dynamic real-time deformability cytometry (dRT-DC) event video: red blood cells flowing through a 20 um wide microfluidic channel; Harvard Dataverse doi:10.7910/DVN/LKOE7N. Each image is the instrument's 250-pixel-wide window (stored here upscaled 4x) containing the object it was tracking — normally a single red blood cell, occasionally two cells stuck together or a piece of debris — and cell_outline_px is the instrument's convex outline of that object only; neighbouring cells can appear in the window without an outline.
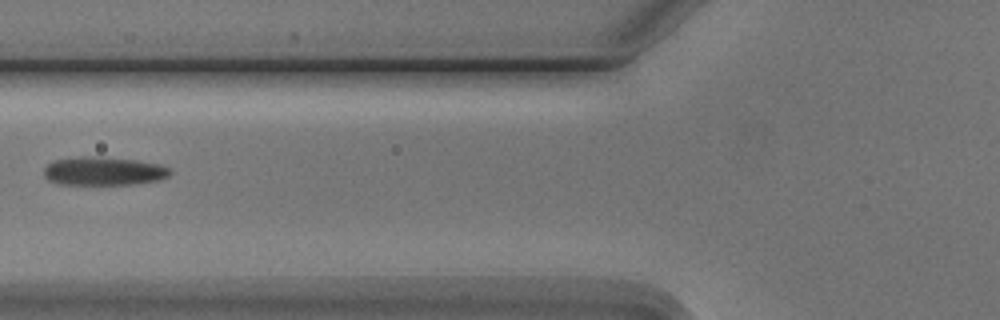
{"species": "Egyptian fruit bat (a non-hibernating species)", "species_latin": "Rousettus aegyptiacus", "temperature_condition": "cold", "stored_images_in_passage": 7, "camera_frame_rate_fps": 3000, "um_per_image_px": 0.085, "animal": {"sex": "male"}, "frame": {"image": 1, "passage_image": 6, "time_ms": 6.0, "image_size_px": [1000, 320], "cell_outline_px": [[172, 172], [168, 176], [160, 180], [132, 184], [56, 184], [48, 180], [44, 176], [44, 168], [52, 160], [80, 156], [96, 156], [136, 160], [160, 164], [168, 168]], "centroid_in_image_um": [8.78, 14.54], "position_along_channel_um": 117.0, "area_um2": 21.1}}